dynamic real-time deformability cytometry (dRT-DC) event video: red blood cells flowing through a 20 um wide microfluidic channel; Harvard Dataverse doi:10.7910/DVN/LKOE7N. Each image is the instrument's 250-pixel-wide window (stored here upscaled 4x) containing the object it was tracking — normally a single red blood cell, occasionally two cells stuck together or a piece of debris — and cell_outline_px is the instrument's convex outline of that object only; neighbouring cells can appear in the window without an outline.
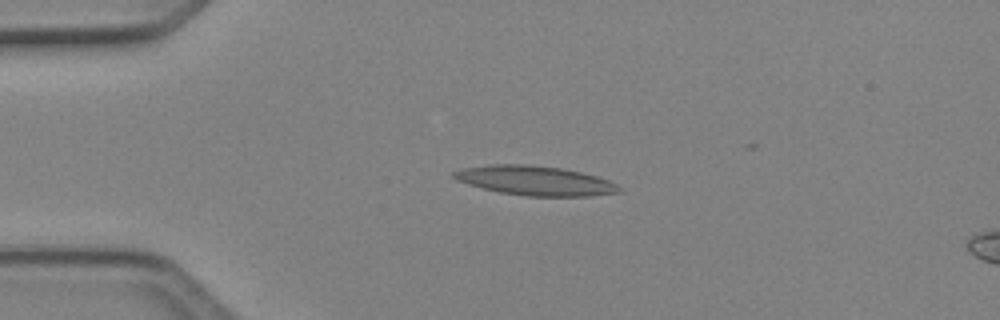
{"species": "Egyptian fruit bat (a non-hibernating species)", "species_latin": "Rousettus aegyptiacus", "temperature_condition": "cold", "stored_images_in_passage": 8, "camera_frame_rate_fps": 3000, "um_per_image_px": 0.085, "animal": {"sex": "female"}, "frame": {"image": 1, "passage_image": 4, "time_ms": 1.0, "image_size_px": [1000, 320], "cell_outline_px": [[620, 192], [592, 196], [528, 196], [500, 192], [468, 184], [456, 180], [448, 176], [452, 172], [464, 168], [492, 164], [528, 164], [560, 168], [580, 172], [596, 176], [608, 180], [616, 184], [620, 188]], "centroid_in_image_um": [45.45, 15.35], "position_along_channel_um": 39.6, "area_um2": 28.26}}
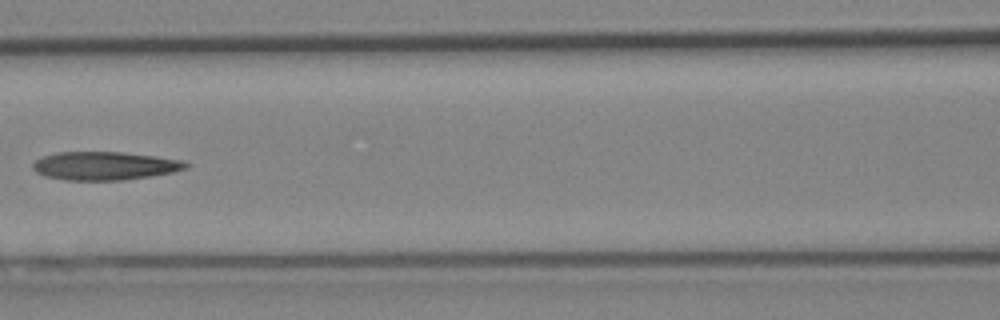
{"frame": {"image": 2, "passage_image": 7, "time_ms": 2.0, "image_size_px": [1000, 320], "cell_outline_px": [[188, 168], [172, 172], [124, 180], [64, 180], [44, 176], [36, 172], [32, 168], [32, 164], [36, 160], [44, 156], [56, 152], [120, 152], [152, 156], [180, 160], [188, 164]], "centroid_in_image_um": [8.83, 14.1], "position_along_channel_um": 157.8, "area_um2": 25.03}}
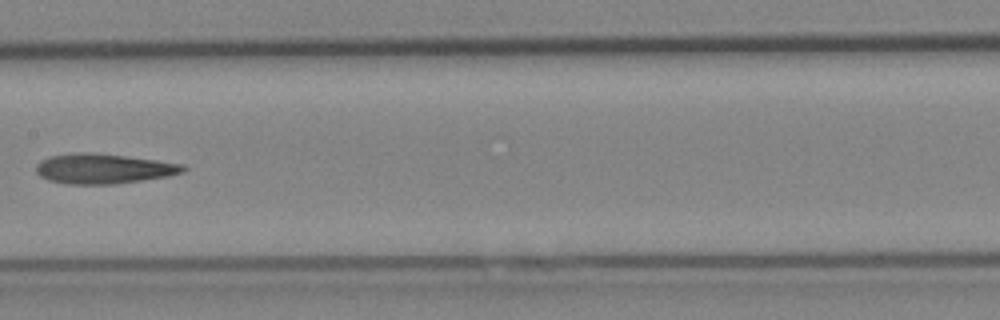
{"frame": {"image": 3, "passage_image": 8, "time_ms": 2.333, "image_size_px": [1000, 320], "cell_outline_px": [[188, 168], [184, 172], [168, 176], [112, 184], [68, 184], [48, 180], [40, 176], [36, 172], [36, 164], [40, 160], [48, 156], [72, 152], [96, 152], [156, 160], [184, 164]], "centroid_in_image_um": [8.77, 14.32], "position_along_channel_um": 198.6, "area_um2": 25.89}}